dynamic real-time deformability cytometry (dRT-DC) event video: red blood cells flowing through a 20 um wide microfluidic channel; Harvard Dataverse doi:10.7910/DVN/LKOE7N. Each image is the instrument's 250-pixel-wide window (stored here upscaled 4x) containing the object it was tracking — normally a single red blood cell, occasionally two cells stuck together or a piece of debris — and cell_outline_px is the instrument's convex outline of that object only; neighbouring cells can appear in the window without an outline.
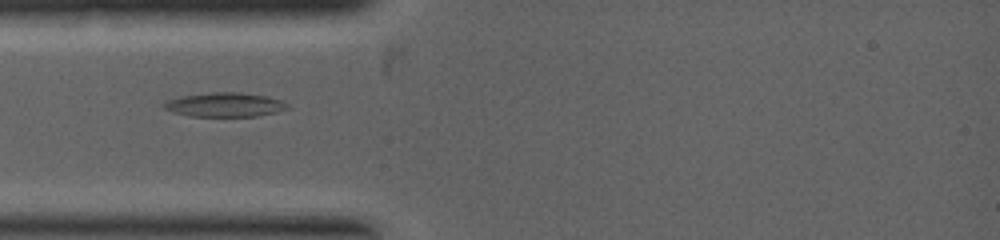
{"species": "common noctule bat (a hibernating species)", "species_latin": "Nyctalus noctula", "temperature_condition": "warm", "stored_images_in_passage": 34, "camera_frame_rate_fps": 5000, "um_per_image_px": 0.085, "animal": {"sex": "female", "body_mass_g": 19.0, "forearm_length_mm": 53.3}, "frame": {"image": 1, "passage_image": 1, "time_ms": 0.0, "image_size_px": [1000, 240], "cell_outline_px": [[288, 108], [276, 112], [256, 116], [188, 116], [172, 112], [164, 108], [160, 104], [168, 100], [180, 96], [212, 92], [240, 92], [268, 96], [280, 100], [288, 104]], "centroid_in_image_um": [19.07, 8.89], "position_along_channel_um": 65.9, "area_um2": 17.46}}
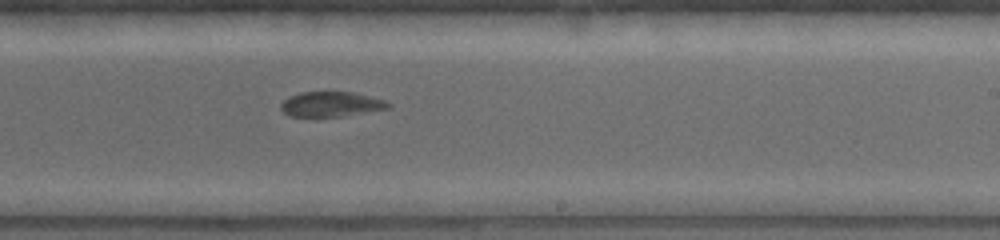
{"frame": {"image": 2, "passage_image": 17, "time_ms": 2.8, "image_size_px": [1000, 240], "cell_outline_px": [[392, 104], [388, 108], [340, 116], [292, 116], [284, 112], [280, 108], [280, 104], [288, 96], [300, 92], [352, 92], [384, 100]], "centroid_in_image_um": [28.1, 8.84], "position_along_channel_um": 260.9, "area_um2": 15.32}}
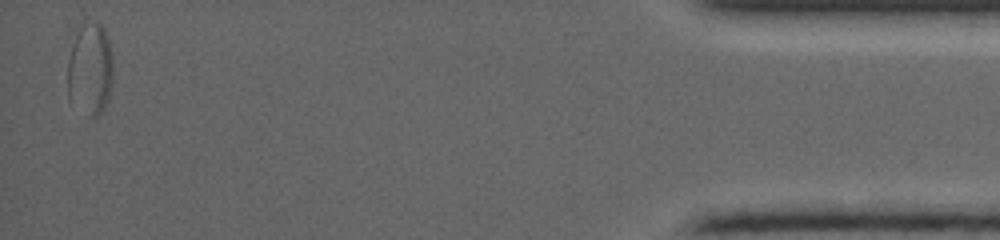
{"frame": {"image": 3, "passage_image": 34, "time_ms": 6.6, "image_size_px": [1000, 240], "cell_outline_px": [[112, 84], [108, 100], [104, 108], [96, 116], [88, 116], [68, 96], [68, 60], [72, 44], [76, 32], [80, 24], [84, 20], [100, 24], [104, 28], [108, 36], [112, 52]], "centroid_in_image_um": [7.68, 5.82], "position_along_channel_um": 427.5, "area_um2": 24.62}}